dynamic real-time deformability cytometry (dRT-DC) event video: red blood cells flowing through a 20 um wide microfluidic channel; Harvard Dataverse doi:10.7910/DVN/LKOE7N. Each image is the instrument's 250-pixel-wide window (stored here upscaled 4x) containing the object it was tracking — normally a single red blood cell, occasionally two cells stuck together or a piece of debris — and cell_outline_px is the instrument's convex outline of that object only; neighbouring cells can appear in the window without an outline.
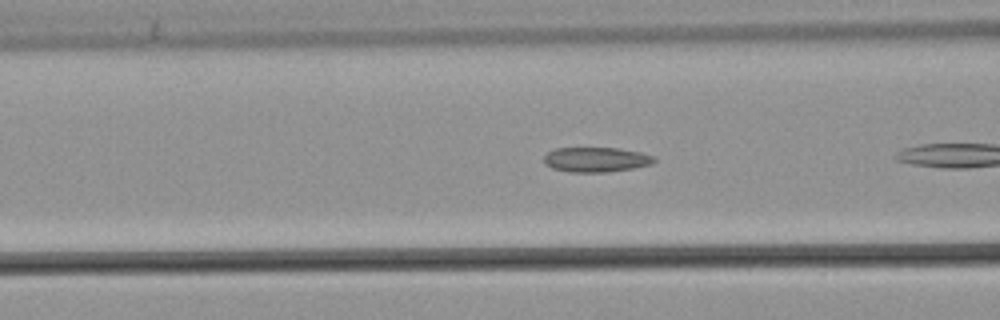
{"species": "common noctule bat (a hibernating species)", "species_latin": "Nyctalus noctula", "temperature_condition": "warm", "stored_images_in_passage": 7, "camera_frame_rate_fps": 3000, "um_per_image_px": 0.085, "animal": {"sex": "male", "body_mass_g": 21.5, "forearm_length_mm": 52.0}, "frame": {"image": 1, "passage_image": 5, "time_ms": 1.333, "image_size_px": [1000, 320], "cell_outline_px": [[656, 160], [652, 164], [632, 168], [608, 172], [568, 172], [552, 168], [544, 164], [544, 156], [548, 152], [556, 148], [616, 148], [640, 152], [656, 156]], "centroid_in_image_um": [50.66, 13.57], "position_along_channel_um": 115.9, "area_um2": 16.01}}